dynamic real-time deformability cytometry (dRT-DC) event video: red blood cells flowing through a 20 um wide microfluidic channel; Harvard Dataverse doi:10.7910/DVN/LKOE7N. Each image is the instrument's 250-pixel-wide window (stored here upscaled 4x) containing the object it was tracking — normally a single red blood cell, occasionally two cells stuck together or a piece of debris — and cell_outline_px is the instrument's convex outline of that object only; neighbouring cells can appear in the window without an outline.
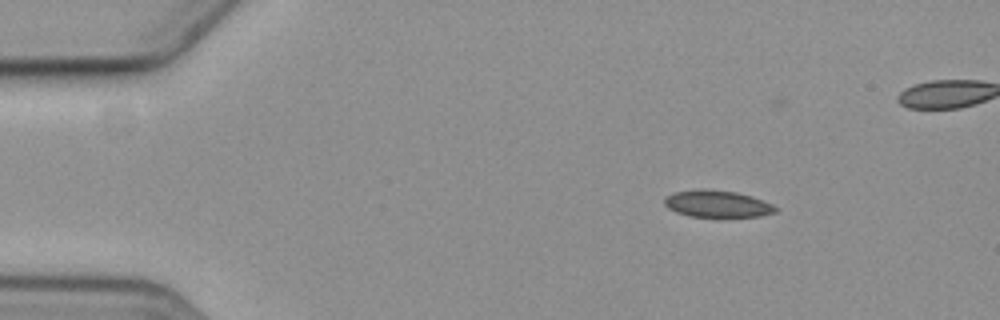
{"species": "common noctule bat (a hibernating species)", "species_latin": "Nyctalus noctula", "temperature_condition": "cold", "stored_images_in_passage": 5, "camera_frame_rate_fps": 3000, "um_per_image_px": 0.085, "animal": {"sex": "female", "body_mass_g": 19.3, "forearm_length_mm": 54.1}, "frame": {"image": 1, "passage_image": 2, "time_ms": 1.0, "image_size_px": [1000, 320], "cell_outline_px": [[780, 208], [776, 212], [760, 216], [728, 220], [688, 216], [676, 212], [668, 208], [664, 204], [664, 200], [668, 196], [676, 192], [700, 188], [704, 188], [736, 192], [752, 196], [772, 204]], "centroid_in_image_um": [61.02, 17.38], "position_along_channel_um": 24.0, "area_um2": 18.38}}